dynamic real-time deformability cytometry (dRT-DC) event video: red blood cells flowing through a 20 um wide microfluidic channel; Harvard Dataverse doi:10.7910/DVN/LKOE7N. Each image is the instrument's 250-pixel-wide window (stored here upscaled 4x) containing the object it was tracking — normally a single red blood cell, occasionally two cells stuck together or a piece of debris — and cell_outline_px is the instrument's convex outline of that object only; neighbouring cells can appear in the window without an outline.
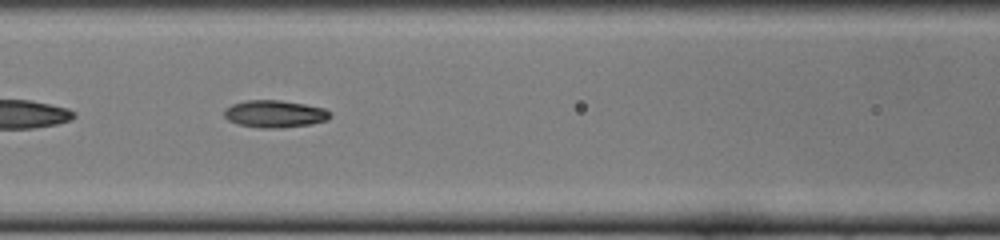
{"species": "common noctule bat (a hibernating species)", "species_latin": "Nyctalus noctula", "temperature_condition": "cold", "stored_images_in_passage": 37, "camera_frame_rate_fps": 3000, "um_per_image_px": 0.085, "animal": {"sex": "female", "body_mass_g": 22.0, "forearm_length_mm": 56.7}, "frame": {"image": 1, "passage_image": 11, "time_ms": 3.333, "image_size_px": [1000, 240], "cell_outline_px": [[332, 116], [328, 120], [312, 124], [280, 128], [260, 128], [240, 124], [228, 120], [224, 116], [224, 108], [232, 104], [244, 100], [280, 100], [304, 104], [324, 108], [332, 112]], "centroid_in_image_um": [23.38, 9.68], "position_along_channel_um": 143.2, "area_um2": 16.99}}
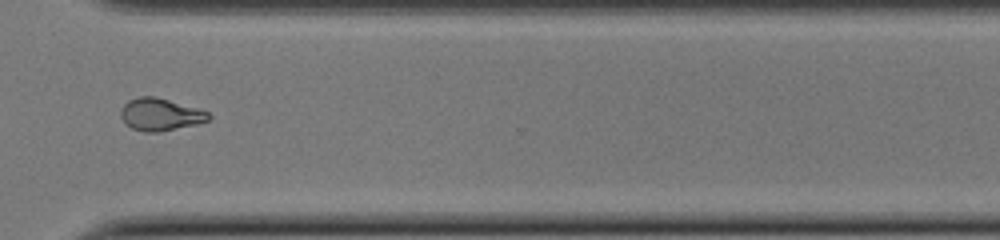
{"frame": {"image": 2, "passage_image": 27, "time_ms": 8.667, "image_size_px": [1000, 240], "cell_outline_px": [[212, 116], [208, 120], [196, 124], [160, 132], [144, 132], [132, 128], [120, 116], [120, 108], [128, 100], [140, 96], [156, 96], [196, 108], [208, 112]], "centroid_in_image_um": [13.61, 9.72], "position_along_channel_um": 357.0, "area_um2": 16.47}, "authors_computed_cell_mechanics": {"area_um2": 16.473, "velocity_mm_per_s": 3.9984, "shape_relaxation_time_tau1_ms": 6.4078, "shape_relaxation_time_tau2_ms": 3.1248, "deformation_change_tau1": 0.211, "deformation_change_tau2": 0.0598}}